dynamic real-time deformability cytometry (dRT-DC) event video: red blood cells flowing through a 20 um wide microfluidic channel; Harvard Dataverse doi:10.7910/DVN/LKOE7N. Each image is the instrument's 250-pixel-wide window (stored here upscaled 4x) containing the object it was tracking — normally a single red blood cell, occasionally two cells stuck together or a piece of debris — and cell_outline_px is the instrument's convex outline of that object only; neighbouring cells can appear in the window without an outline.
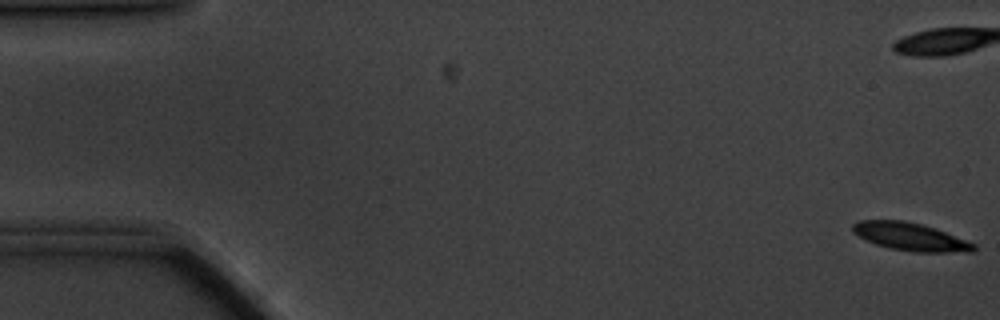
{"species": "common noctule bat (a hibernating species)", "species_latin": "Nyctalus noctula", "temperature_condition": "cold", "stored_images_in_passage": 59, "camera_frame_rate_fps": 3000, "um_per_image_px": 0.085, "animal": {"sex": "male", "body_mass_g": 20.1, "forearm_length_mm": 53.5}, "frame": {"image": 1, "passage_image": 1, "time_ms": 0.0, "image_size_px": [1000, 320], "cell_outline_px": [[976, 248], [972, 252], [916, 252], [892, 248], [876, 244], [852, 232], [852, 224], [860, 220], [904, 220], [924, 224], [936, 228], [976, 244]], "centroid_in_image_um": [77.41, 20.11], "position_along_channel_um": 7.6, "area_um2": 19.59}}
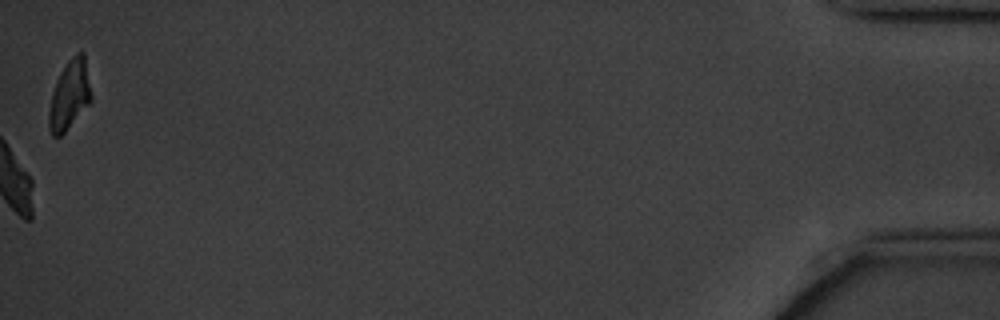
{"frame": {"image": 2, "passage_image": 59, "time_ms": 19.333, "image_size_px": [1000, 320], "cell_outline_px": [[92, 100], [64, 132], [60, 136], [52, 136], [48, 128], [48, 112], [52, 92], [56, 80], [60, 72], [68, 60], [76, 52], [84, 52], [92, 96]], "centroid_in_image_um": [5.9, 8.06], "position_along_channel_um": 429.3, "area_um2": 17.05}, "authors_computed_cell_mechanics": {"area_um2": 19.8832, "velocity_mm_per_s": 3.4431, "shape_relaxation_time_tau1_ms": 2.2526, "shape_relaxation_time_tau2_ms": 1.7389, "deformation_change_tau1": 0.11, "deformation_change_tau2": 0.0702}}